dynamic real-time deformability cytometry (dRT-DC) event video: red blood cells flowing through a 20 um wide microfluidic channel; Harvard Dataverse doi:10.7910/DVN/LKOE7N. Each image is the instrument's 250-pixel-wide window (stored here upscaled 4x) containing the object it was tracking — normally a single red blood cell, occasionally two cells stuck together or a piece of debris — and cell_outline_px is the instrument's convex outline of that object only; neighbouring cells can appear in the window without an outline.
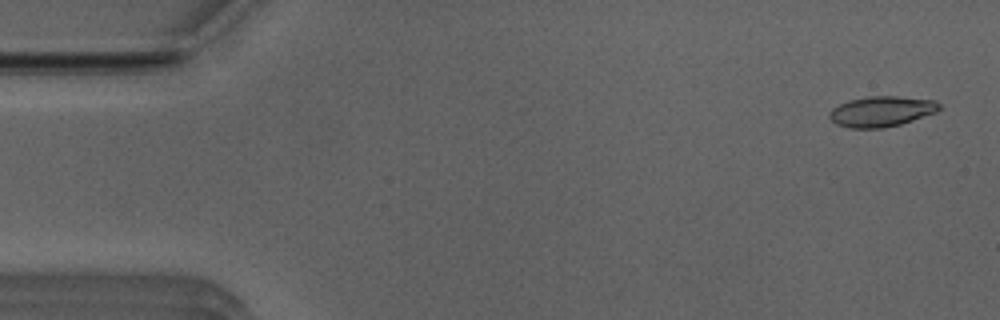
{"species": "Egyptian fruit bat (a non-hibernating species)", "species_latin": "Rousettus aegyptiacus", "temperature_condition": "room temperature", "stored_images_in_passage": 12, "camera_frame_rate_fps": 3000, "um_per_image_px": 0.085, "animal": {"sex": "male"}, "frame": {"image": 1, "passage_image": 2, "time_ms": 0.333, "image_size_px": [1000, 320], "cell_outline_px": [[940, 108], [936, 112], [900, 124], [884, 128], [848, 128], [836, 124], [828, 116], [832, 108], [848, 100], [868, 96], [900, 96], [936, 100], [940, 104]], "centroid_in_image_um": [74.92, 9.46], "position_along_channel_um": 10.1, "area_um2": 19.54}}
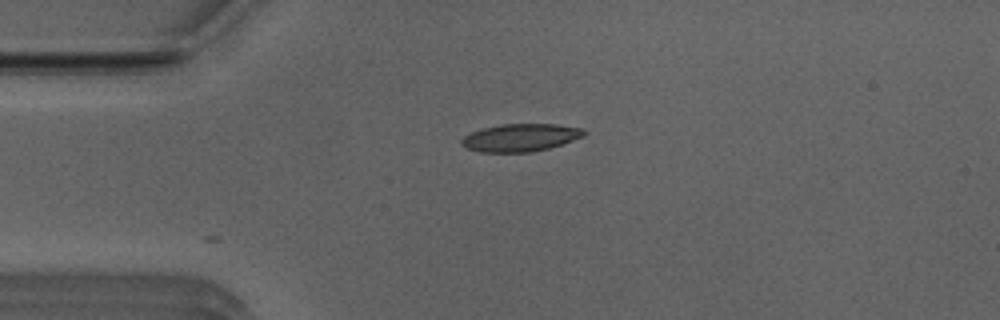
{"frame": {"image": 2, "passage_image": 12, "time_ms": 3.667, "image_size_px": [1000, 320], "cell_outline_px": [[588, 132], [584, 136], [548, 148], [532, 152], [480, 152], [468, 148], [460, 144], [460, 140], [464, 136], [472, 132], [484, 128], [500, 124], [556, 124], [584, 128]], "centroid_in_image_um": [44.25, 11.69], "position_along_channel_um": 40.7, "area_um2": 19.71}}